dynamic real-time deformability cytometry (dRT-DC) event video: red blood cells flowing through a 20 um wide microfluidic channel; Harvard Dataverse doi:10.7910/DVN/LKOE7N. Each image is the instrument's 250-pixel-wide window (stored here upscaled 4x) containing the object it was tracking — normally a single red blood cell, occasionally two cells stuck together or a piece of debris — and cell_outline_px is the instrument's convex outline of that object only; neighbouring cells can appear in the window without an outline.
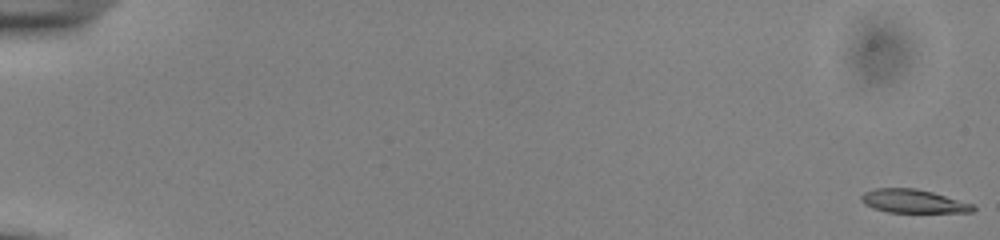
{"species": "common noctule bat (a hibernating species)", "species_latin": "Nyctalus noctula", "temperature_condition": "cold", "stored_images_in_passage": 56, "camera_frame_rate_fps": 3000, "um_per_image_px": 0.085, "animal": {"sex": "male", "body_mass_g": 13.0, "forearm_length_mm": 53.1}, "frame": {"image": 1, "passage_image": 1, "time_ms": 0.0, "image_size_px": [1000, 240], "cell_outline_px": [[976, 208], [972, 212], [888, 212], [872, 208], [864, 204], [860, 200], [860, 196], [864, 192], [876, 188], [916, 188], [932, 192], [972, 204]], "centroid_in_image_um": [77.57, 17.1], "position_along_channel_um": 7.4, "area_um2": 15.2}}
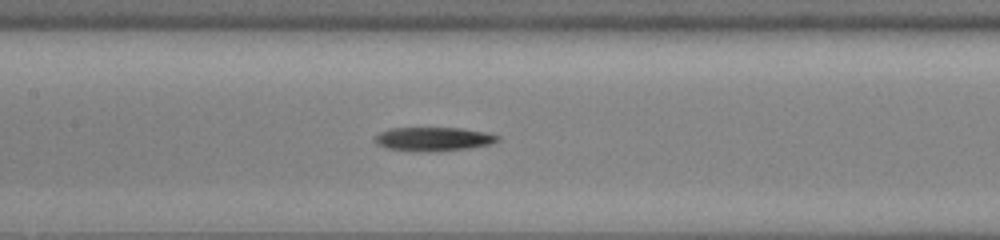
{"frame": {"image": 2, "passage_image": 28, "time_ms": 9.0, "image_size_px": [1000, 240], "cell_outline_px": [[500, 140], [492, 144], [468, 148], [420, 152], [416, 152], [388, 148], [376, 144], [372, 140], [380, 132], [388, 128], [460, 128], [484, 132], [500, 136]], "centroid_in_image_um": [36.81, 11.82], "position_along_channel_um": 170.6, "area_um2": 17.05}}
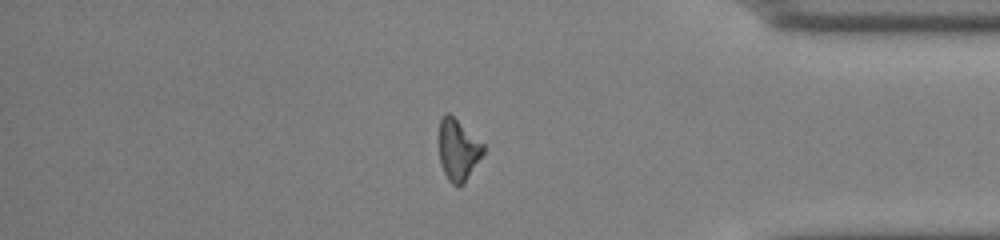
{"frame": {"image": 3, "passage_image": 47, "time_ms": 15.333, "image_size_px": [1000, 240], "cell_outline_px": [[484, 152], [464, 184], [460, 188], [452, 184], [448, 180], [440, 164], [440, 120], [448, 112], [484, 144]], "centroid_in_image_um": [38.95, 12.79], "position_along_channel_um": 396.3, "area_um2": 15.61}}